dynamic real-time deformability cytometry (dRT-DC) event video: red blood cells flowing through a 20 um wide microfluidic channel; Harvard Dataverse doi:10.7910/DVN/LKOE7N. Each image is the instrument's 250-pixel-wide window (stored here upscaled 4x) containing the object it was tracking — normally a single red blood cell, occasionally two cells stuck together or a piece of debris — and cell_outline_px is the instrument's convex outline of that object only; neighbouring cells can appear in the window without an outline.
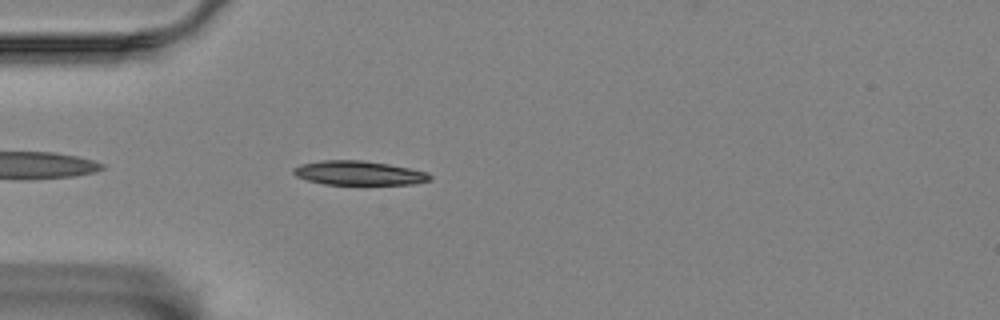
{"species": "Egyptian fruit bat (a non-hibernating species)", "species_latin": "Rousettus aegyptiacus", "temperature_condition": "room temperature", "stored_images_in_passage": 44, "camera_frame_rate_fps": 3000, "um_per_image_px": 0.085, "animal": {"sex": "female"}, "frame": {"image": 1, "passage_image": 3, "time_ms": 0.667, "image_size_px": [1000, 320], "cell_outline_px": [[432, 180], [412, 184], [324, 184], [308, 180], [296, 176], [292, 172], [292, 168], [300, 164], [320, 160], [360, 160], [388, 164], [428, 172], [432, 176]], "centroid_in_image_um": [30.48, 14.7], "position_along_channel_um": 54.5, "area_um2": 19.19}}
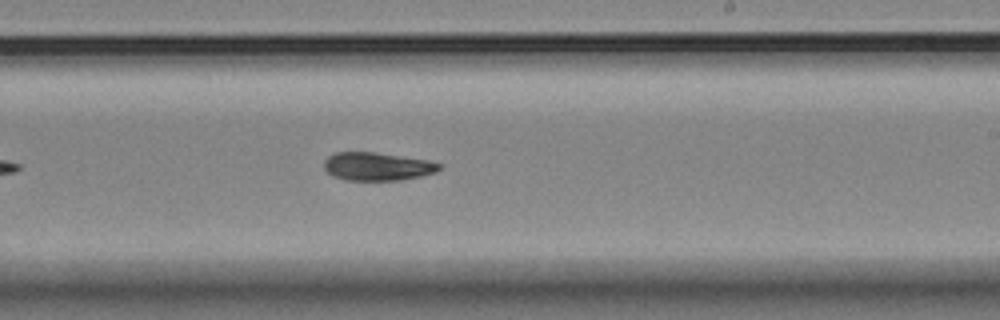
{"frame": {"image": 2, "passage_image": 21, "time_ms": 6.667, "image_size_px": [1000, 320], "cell_outline_px": [[440, 168], [436, 172], [420, 176], [400, 180], [344, 180], [332, 176], [324, 168], [324, 160], [328, 156], [336, 152], [372, 152], [428, 160], [440, 164]], "centroid_in_image_um": [32.02, 14.15], "position_along_channel_um": 257.0, "area_um2": 18.79}}
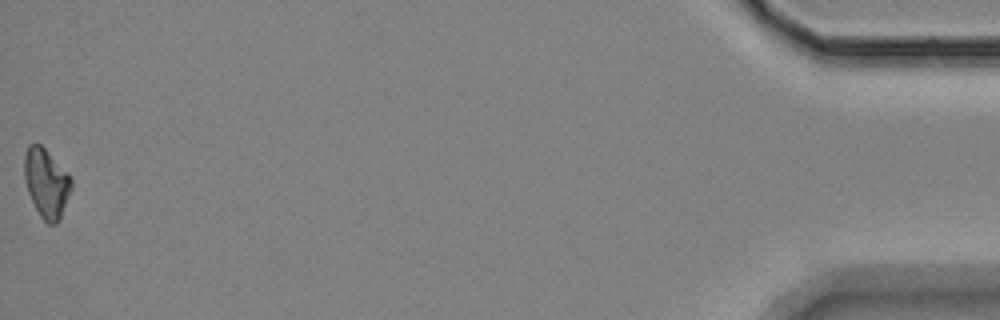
{"frame": {"image": 3, "passage_image": 44, "time_ms": 14.333, "image_size_px": [1000, 320], "cell_outline_px": [[72, 188], [60, 220], [56, 224], [48, 224], [40, 216], [28, 192], [24, 176], [24, 156], [28, 144], [40, 144], [68, 172], [72, 180]], "centroid_in_image_um": [3.95, 15.56], "position_along_channel_um": 431.2, "area_um2": 18.9}, "authors_computed_cell_mechanics": {"area_um2": 19.1896, "velocity_mm_per_s": 3.4825, "shape_relaxation_time_tau1_ms": null, "shape_relaxation_time_tau2_ms": 10.5164, "deformation_change_tau1": null, "deformation_change_tau2": 0.1463}}